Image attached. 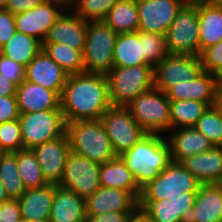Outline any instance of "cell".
Returning <instances> with one entry per match:
<instances>
[{"label": "cell", "instance_id": "obj_1", "mask_svg": "<svg viewBox=\"0 0 222 222\" xmlns=\"http://www.w3.org/2000/svg\"><path fill=\"white\" fill-rule=\"evenodd\" d=\"M66 124L77 120H98L111 106L108 79L101 74H71L60 97Z\"/></svg>", "mask_w": 222, "mask_h": 222}, {"label": "cell", "instance_id": "obj_2", "mask_svg": "<svg viewBox=\"0 0 222 222\" xmlns=\"http://www.w3.org/2000/svg\"><path fill=\"white\" fill-rule=\"evenodd\" d=\"M120 157L134 174L140 188L157 177L172 161L167 138L160 134H147Z\"/></svg>", "mask_w": 222, "mask_h": 222}, {"label": "cell", "instance_id": "obj_3", "mask_svg": "<svg viewBox=\"0 0 222 222\" xmlns=\"http://www.w3.org/2000/svg\"><path fill=\"white\" fill-rule=\"evenodd\" d=\"M71 152L103 164L116 154L100 119L77 120L66 124Z\"/></svg>", "mask_w": 222, "mask_h": 222}, {"label": "cell", "instance_id": "obj_4", "mask_svg": "<svg viewBox=\"0 0 222 222\" xmlns=\"http://www.w3.org/2000/svg\"><path fill=\"white\" fill-rule=\"evenodd\" d=\"M117 33L104 21H88L83 51L84 72L107 75L114 67Z\"/></svg>", "mask_w": 222, "mask_h": 222}, {"label": "cell", "instance_id": "obj_5", "mask_svg": "<svg viewBox=\"0 0 222 222\" xmlns=\"http://www.w3.org/2000/svg\"><path fill=\"white\" fill-rule=\"evenodd\" d=\"M106 76L113 106L126 107L140 93L154 87V67L151 65L113 67Z\"/></svg>", "mask_w": 222, "mask_h": 222}, {"label": "cell", "instance_id": "obj_6", "mask_svg": "<svg viewBox=\"0 0 222 222\" xmlns=\"http://www.w3.org/2000/svg\"><path fill=\"white\" fill-rule=\"evenodd\" d=\"M126 107L147 134L161 135L171 130L170 100L159 89L140 93Z\"/></svg>", "mask_w": 222, "mask_h": 222}, {"label": "cell", "instance_id": "obj_7", "mask_svg": "<svg viewBox=\"0 0 222 222\" xmlns=\"http://www.w3.org/2000/svg\"><path fill=\"white\" fill-rule=\"evenodd\" d=\"M201 185L180 162L171 161L157 177L141 188L138 201H159L187 196V192H198Z\"/></svg>", "mask_w": 222, "mask_h": 222}, {"label": "cell", "instance_id": "obj_8", "mask_svg": "<svg viewBox=\"0 0 222 222\" xmlns=\"http://www.w3.org/2000/svg\"><path fill=\"white\" fill-rule=\"evenodd\" d=\"M198 0H189L166 32L170 54L200 55Z\"/></svg>", "mask_w": 222, "mask_h": 222}, {"label": "cell", "instance_id": "obj_9", "mask_svg": "<svg viewBox=\"0 0 222 222\" xmlns=\"http://www.w3.org/2000/svg\"><path fill=\"white\" fill-rule=\"evenodd\" d=\"M18 119L23 149L32 150L66 132V122L61 109L21 113Z\"/></svg>", "mask_w": 222, "mask_h": 222}, {"label": "cell", "instance_id": "obj_10", "mask_svg": "<svg viewBox=\"0 0 222 222\" xmlns=\"http://www.w3.org/2000/svg\"><path fill=\"white\" fill-rule=\"evenodd\" d=\"M116 156L129 151L147 133L133 119L127 107L111 105L100 118Z\"/></svg>", "mask_w": 222, "mask_h": 222}, {"label": "cell", "instance_id": "obj_11", "mask_svg": "<svg viewBox=\"0 0 222 222\" xmlns=\"http://www.w3.org/2000/svg\"><path fill=\"white\" fill-rule=\"evenodd\" d=\"M100 167V164L70 152L58 186L86 199L101 187Z\"/></svg>", "mask_w": 222, "mask_h": 222}, {"label": "cell", "instance_id": "obj_12", "mask_svg": "<svg viewBox=\"0 0 222 222\" xmlns=\"http://www.w3.org/2000/svg\"><path fill=\"white\" fill-rule=\"evenodd\" d=\"M203 72L200 56L169 54L154 67V87L166 92L181 81H192Z\"/></svg>", "mask_w": 222, "mask_h": 222}, {"label": "cell", "instance_id": "obj_13", "mask_svg": "<svg viewBox=\"0 0 222 222\" xmlns=\"http://www.w3.org/2000/svg\"><path fill=\"white\" fill-rule=\"evenodd\" d=\"M189 0H136L138 31L165 35L178 12Z\"/></svg>", "mask_w": 222, "mask_h": 222}, {"label": "cell", "instance_id": "obj_14", "mask_svg": "<svg viewBox=\"0 0 222 222\" xmlns=\"http://www.w3.org/2000/svg\"><path fill=\"white\" fill-rule=\"evenodd\" d=\"M69 9L60 0H48L44 4L14 15L16 31L35 37L43 42L49 28L62 15L61 10Z\"/></svg>", "mask_w": 222, "mask_h": 222}, {"label": "cell", "instance_id": "obj_15", "mask_svg": "<svg viewBox=\"0 0 222 222\" xmlns=\"http://www.w3.org/2000/svg\"><path fill=\"white\" fill-rule=\"evenodd\" d=\"M47 184L59 185L62 180L66 159L71 152L70 141L65 132L32 149Z\"/></svg>", "mask_w": 222, "mask_h": 222}, {"label": "cell", "instance_id": "obj_16", "mask_svg": "<svg viewBox=\"0 0 222 222\" xmlns=\"http://www.w3.org/2000/svg\"><path fill=\"white\" fill-rule=\"evenodd\" d=\"M180 222H222V183L202 184Z\"/></svg>", "mask_w": 222, "mask_h": 222}, {"label": "cell", "instance_id": "obj_17", "mask_svg": "<svg viewBox=\"0 0 222 222\" xmlns=\"http://www.w3.org/2000/svg\"><path fill=\"white\" fill-rule=\"evenodd\" d=\"M68 76L43 49L25 68V80L55 91L60 97Z\"/></svg>", "mask_w": 222, "mask_h": 222}, {"label": "cell", "instance_id": "obj_18", "mask_svg": "<svg viewBox=\"0 0 222 222\" xmlns=\"http://www.w3.org/2000/svg\"><path fill=\"white\" fill-rule=\"evenodd\" d=\"M138 200L128 191L100 187L85 199V215H99L104 212H134Z\"/></svg>", "mask_w": 222, "mask_h": 222}, {"label": "cell", "instance_id": "obj_19", "mask_svg": "<svg viewBox=\"0 0 222 222\" xmlns=\"http://www.w3.org/2000/svg\"><path fill=\"white\" fill-rule=\"evenodd\" d=\"M87 21L76 13L62 15L49 28L42 43H61L73 49L84 51Z\"/></svg>", "mask_w": 222, "mask_h": 222}, {"label": "cell", "instance_id": "obj_20", "mask_svg": "<svg viewBox=\"0 0 222 222\" xmlns=\"http://www.w3.org/2000/svg\"><path fill=\"white\" fill-rule=\"evenodd\" d=\"M19 113L61 109L60 96L41 85L23 80L16 91Z\"/></svg>", "mask_w": 222, "mask_h": 222}, {"label": "cell", "instance_id": "obj_21", "mask_svg": "<svg viewBox=\"0 0 222 222\" xmlns=\"http://www.w3.org/2000/svg\"><path fill=\"white\" fill-rule=\"evenodd\" d=\"M170 132L167 141L172 161L181 162L186 157L203 153L214 147L210 140L194 127L172 129Z\"/></svg>", "mask_w": 222, "mask_h": 222}, {"label": "cell", "instance_id": "obj_22", "mask_svg": "<svg viewBox=\"0 0 222 222\" xmlns=\"http://www.w3.org/2000/svg\"><path fill=\"white\" fill-rule=\"evenodd\" d=\"M217 82L216 75L203 71L194 80L181 81L165 93L170 101L195 100L212 106Z\"/></svg>", "mask_w": 222, "mask_h": 222}, {"label": "cell", "instance_id": "obj_23", "mask_svg": "<svg viewBox=\"0 0 222 222\" xmlns=\"http://www.w3.org/2000/svg\"><path fill=\"white\" fill-rule=\"evenodd\" d=\"M180 163L202 184L222 183V147L214 146Z\"/></svg>", "mask_w": 222, "mask_h": 222}, {"label": "cell", "instance_id": "obj_24", "mask_svg": "<svg viewBox=\"0 0 222 222\" xmlns=\"http://www.w3.org/2000/svg\"><path fill=\"white\" fill-rule=\"evenodd\" d=\"M85 199L57 186L49 216L50 222H86Z\"/></svg>", "mask_w": 222, "mask_h": 222}, {"label": "cell", "instance_id": "obj_25", "mask_svg": "<svg viewBox=\"0 0 222 222\" xmlns=\"http://www.w3.org/2000/svg\"><path fill=\"white\" fill-rule=\"evenodd\" d=\"M99 178L101 187L126 190L139 200L141 188L120 156L101 164Z\"/></svg>", "mask_w": 222, "mask_h": 222}, {"label": "cell", "instance_id": "obj_26", "mask_svg": "<svg viewBox=\"0 0 222 222\" xmlns=\"http://www.w3.org/2000/svg\"><path fill=\"white\" fill-rule=\"evenodd\" d=\"M57 186L47 184L41 188L27 189L18 200L21 217L26 220L49 219Z\"/></svg>", "mask_w": 222, "mask_h": 222}, {"label": "cell", "instance_id": "obj_27", "mask_svg": "<svg viewBox=\"0 0 222 222\" xmlns=\"http://www.w3.org/2000/svg\"><path fill=\"white\" fill-rule=\"evenodd\" d=\"M200 53L222 40V5L198 0Z\"/></svg>", "mask_w": 222, "mask_h": 222}, {"label": "cell", "instance_id": "obj_28", "mask_svg": "<svg viewBox=\"0 0 222 222\" xmlns=\"http://www.w3.org/2000/svg\"><path fill=\"white\" fill-rule=\"evenodd\" d=\"M114 67L148 65L145 62L139 31L117 35L113 52Z\"/></svg>", "mask_w": 222, "mask_h": 222}, {"label": "cell", "instance_id": "obj_29", "mask_svg": "<svg viewBox=\"0 0 222 222\" xmlns=\"http://www.w3.org/2000/svg\"><path fill=\"white\" fill-rule=\"evenodd\" d=\"M42 49L40 40L16 31L12 38L0 48V53L26 67Z\"/></svg>", "mask_w": 222, "mask_h": 222}, {"label": "cell", "instance_id": "obj_30", "mask_svg": "<svg viewBox=\"0 0 222 222\" xmlns=\"http://www.w3.org/2000/svg\"><path fill=\"white\" fill-rule=\"evenodd\" d=\"M103 21L117 34L137 32L139 17L136 0H119Z\"/></svg>", "mask_w": 222, "mask_h": 222}, {"label": "cell", "instance_id": "obj_31", "mask_svg": "<svg viewBox=\"0 0 222 222\" xmlns=\"http://www.w3.org/2000/svg\"><path fill=\"white\" fill-rule=\"evenodd\" d=\"M208 107L195 100L170 101L171 129L194 127Z\"/></svg>", "mask_w": 222, "mask_h": 222}, {"label": "cell", "instance_id": "obj_32", "mask_svg": "<svg viewBox=\"0 0 222 222\" xmlns=\"http://www.w3.org/2000/svg\"><path fill=\"white\" fill-rule=\"evenodd\" d=\"M42 47L69 75L84 73L83 51L61 43H42Z\"/></svg>", "mask_w": 222, "mask_h": 222}, {"label": "cell", "instance_id": "obj_33", "mask_svg": "<svg viewBox=\"0 0 222 222\" xmlns=\"http://www.w3.org/2000/svg\"><path fill=\"white\" fill-rule=\"evenodd\" d=\"M17 170L27 189L41 188L47 185L43 178L37 158L31 149H21L14 152Z\"/></svg>", "mask_w": 222, "mask_h": 222}, {"label": "cell", "instance_id": "obj_34", "mask_svg": "<svg viewBox=\"0 0 222 222\" xmlns=\"http://www.w3.org/2000/svg\"><path fill=\"white\" fill-rule=\"evenodd\" d=\"M0 180L5 188L8 199L19 200L26 188L17 170L16 155L6 152L0 159Z\"/></svg>", "mask_w": 222, "mask_h": 222}, {"label": "cell", "instance_id": "obj_35", "mask_svg": "<svg viewBox=\"0 0 222 222\" xmlns=\"http://www.w3.org/2000/svg\"><path fill=\"white\" fill-rule=\"evenodd\" d=\"M145 62L155 67L170 53L167 49L166 36L163 34L139 31Z\"/></svg>", "mask_w": 222, "mask_h": 222}, {"label": "cell", "instance_id": "obj_36", "mask_svg": "<svg viewBox=\"0 0 222 222\" xmlns=\"http://www.w3.org/2000/svg\"><path fill=\"white\" fill-rule=\"evenodd\" d=\"M119 0H74L69 10L81 17L84 21H103L110 9Z\"/></svg>", "mask_w": 222, "mask_h": 222}, {"label": "cell", "instance_id": "obj_37", "mask_svg": "<svg viewBox=\"0 0 222 222\" xmlns=\"http://www.w3.org/2000/svg\"><path fill=\"white\" fill-rule=\"evenodd\" d=\"M194 128L209 139L214 146L222 147V117L212 106L206 109Z\"/></svg>", "mask_w": 222, "mask_h": 222}, {"label": "cell", "instance_id": "obj_38", "mask_svg": "<svg viewBox=\"0 0 222 222\" xmlns=\"http://www.w3.org/2000/svg\"><path fill=\"white\" fill-rule=\"evenodd\" d=\"M138 207L143 209L153 222H180L176 217V207L169 199L138 201Z\"/></svg>", "mask_w": 222, "mask_h": 222}, {"label": "cell", "instance_id": "obj_39", "mask_svg": "<svg viewBox=\"0 0 222 222\" xmlns=\"http://www.w3.org/2000/svg\"><path fill=\"white\" fill-rule=\"evenodd\" d=\"M0 143L6 152L23 149L19 119L0 123Z\"/></svg>", "mask_w": 222, "mask_h": 222}, {"label": "cell", "instance_id": "obj_40", "mask_svg": "<svg viewBox=\"0 0 222 222\" xmlns=\"http://www.w3.org/2000/svg\"><path fill=\"white\" fill-rule=\"evenodd\" d=\"M203 71L218 76L222 71V40L200 53Z\"/></svg>", "mask_w": 222, "mask_h": 222}, {"label": "cell", "instance_id": "obj_41", "mask_svg": "<svg viewBox=\"0 0 222 222\" xmlns=\"http://www.w3.org/2000/svg\"><path fill=\"white\" fill-rule=\"evenodd\" d=\"M25 68L0 53V74L9 78L17 86L25 79Z\"/></svg>", "mask_w": 222, "mask_h": 222}, {"label": "cell", "instance_id": "obj_42", "mask_svg": "<svg viewBox=\"0 0 222 222\" xmlns=\"http://www.w3.org/2000/svg\"><path fill=\"white\" fill-rule=\"evenodd\" d=\"M16 32L14 15L5 8H0V48L7 43Z\"/></svg>", "mask_w": 222, "mask_h": 222}, {"label": "cell", "instance_id": "obj_43", "mask_svg": "<svg viewBox=\"0 0 222 222\" xmlns=\"http://www.w3.org/2000/svg\"><path fill=\"white\" fill-rule=\"evenodd\" d=\"M19 115L16 96L0 97V123L18 119Z\"/></svg>", "mask_w": 222, "mask_h": 222}, {"label": "cell", "instance_id": "obj_44", "mask_svg": "<svg viewBox=\"0 0 222 222\" xmlns=\"http://www.w3.org/2000/svg\"><path fill=\"white\" fill-rule=\"evenodd\" d=\"M21 219L18 200L8 199L0 204V222H20Z\"/></svg>", "mask_w": 222, "mask_h": 222}, {"label": "cell", "instance_id": "obj_45", "mask_svg": "<svg viewBox=\"0 0 222 222\" xmlns=\"http://www.w3.org/2000/svg\"><path fill=\"white\" fill-rule=\"evenodd\" d=\"M133 212H104L99 215H87L86 222H129Z\"/></svg>", "mask_w": 222, "mask_h": 222}, {"label": "cell", "instance_id": "obj_46", "mask_svg": "<svg viewBox=\"0 0 222 222\" xmlns=\"http://www.w3.org/2000/svg\"><path fill=\"white\" fill-rule=\"evenodd\" d=\"M197 192H187V196L169 198L176 207V217L181 221L184 211L193 208Z\"/></svg>", "mask_w": 222, "mask_h": 222}, {"label": "cell", "instance_id": "obj_47", "mask_svg": "<svg viewBox=\"0 0 222 222\" xmlns=\"http://www.w3.org/2000/svg\"><path fill=\"white\" fill-rule=\"evenodd\" d=\"M48 0H9L5 6L13 15L25 12L36 6L44 4Z\"/></svg>", "mask_w": 222, "mask_h": 222}, {"label": "cell", "instance_id": "obj_48", "mask_svg": "<svg viewBox=\"0 0 222 222\" xmlns=\"http://www.w3.org/2000/svg\"><path fill=\"white\" fill-rule=\"evenodd\" d=\"M17 85L9 78L0 74V97L16 96Z\"/></svg>", "mask_w": 222, "mask_h": 222}, {"label": "cell", "instance_id": "obj_49", "mask_svg": "<svg viewBox=\"0 0 222 222\" xmlns=\"http://www.w3.org/2000/svg\"><path fill=\"white\" fill-rule=\"evenodd\" d=\"M212 107L222 117V83H217Z\"/></svg>", "mask_w": 222, "mask_h": 222}, {"label": "cell", "instance_id": "obj_50", "mask_svg": "<svg viewBox=\"0 0 222 222\" xmlns=\"http://www.w3.org/2000/svg\"><path fill=\"white\" fill-rule=\"evenodd\" d=\"M129 222H153V220L141 208H137L129 219Z\"/></svg>", "mask_w": 222, "mask_h": 222}, {"label": "cell", "instance_id": "obj_51", "mask_svg": "<svg viewBox=\"0 0 222 222\" xmlns=\"http://www.w3.org/2000/svg\"><path fill=\"white\" fill-rule=\"evenodd\" d=\"M8 200L7 193L5 191V188L2 184V181L0 180V204Z\"/></svg>", "mask_w": 222, "mask_h": 222}, {"label": "cell", "instance_id": "obj_52", "mask_svg": "<svg viewBox=\"0 0 222 222\" xmlns=\"http://www.w3.org/2000/svg\"><path fill=\"white\" fill-rule=\"evenodd\" d=\"M202 1L211 5H222V0H202Z\"/></svg>", "mask_w": 222, "mask_h": 222}, {"label": "cell", "instance_id": "obj_53", "mask_svg": "<svg viewBox=\"0 0 222 222\" xmlns=\"http://www.w3.org/2000/svg\"><path fill=\"white\" fill-rule=\"evenodd\" d=\"M20 222H50V220L49 219L26 220L22 218Z\"/></svg>", "mask_w": 222, "mask_h": 222}, {"label": "cell", "instance_id": "obj_54", "mask_svg": "<svg viewBox=\"0 0 222 222\" xmlns=\"http://www.w3.org/2000/svg\"><path fill=\"white\" fill-rule=\"evenodd\" d=\"M9 0H0V8H5Z\"/></svg>", "mask_w": 222, "mask_h": 222}, {"label": "cell", "instance_id": "obj_55", "mask_svg": "<svg viewBox=\"0 0 222 222\" xmlns=\"http://www.w3.org/2000/svg\"><path fill=\"white\" fill-rule=\"evenodd\" d=\"M5 153H6V150L2 147V145L0 143V159Z\"/></svg>", "mask_w": 222, "mask_h": 222}, {"label": "cell", "instance_id": "obj_56", "mask_svg": "<svg viewBox=\"0 0 222 222\" xmlns=\"http://www.w3.org/2000/svg\"><path fill=\"white\" fill-rule=\"evenodd\" d=\"M217 83H222V71L220 72V74L217 76Z\"/></svg>", "mask_w": 222, "mask_h": 222}, {"label": "cell", "instance_id": "obj_57", "mask_svg": "<svg viewBox=\"0 0 222 222\" xmlns=\"http://www.w3.org/2000/svg\"><path fill=\"white\" fill-rule=\"evenodd\" d=\"M64 2L67 6H69L74 0H60Z\"/></svg>", "mask_w": 222, "mask_h": 222}]
</instances>
